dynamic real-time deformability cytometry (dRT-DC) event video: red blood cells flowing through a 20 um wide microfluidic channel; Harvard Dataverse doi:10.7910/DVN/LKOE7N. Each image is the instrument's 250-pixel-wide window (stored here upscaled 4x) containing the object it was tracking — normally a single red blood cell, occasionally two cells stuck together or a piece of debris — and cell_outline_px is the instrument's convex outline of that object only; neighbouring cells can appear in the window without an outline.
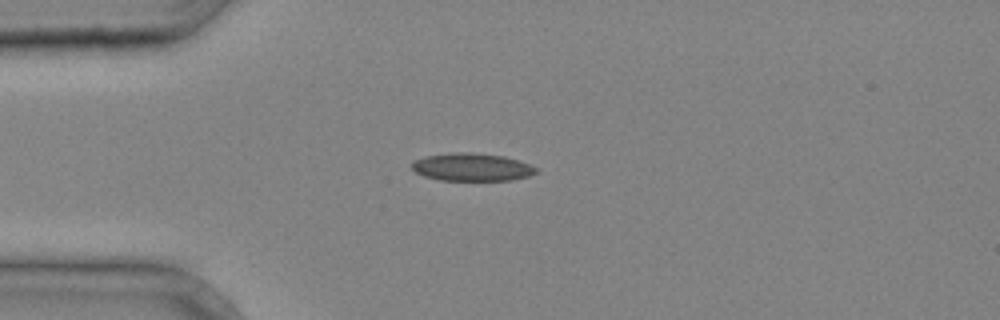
{"species": "common noctule bat (a hibernating species)", "species_latin": "Nyctalus noctula", "temperature_condition": "cold", "stored_images_in_passage": 1, "camera_frame_rate_fps": 3000, "um_per_image_px": 0.085, "animal": {"sex": "male", "body_mass_g": 20.4}, "frame": {"image": 1, "passage_image": 1, "time_ms": 0.0, "image_size_px": [1000, 320], "cell_outline_px": [[540, 172], [528, 176], [512, 180], [440, 180], [424, 176], [416, 172], [412, 168], [412, 164], [416, 160], [424, 156], [452, 152], [468, 152], [504, 156], [520, 160], [540, 168]], "centroid_in_image_um": [40.18, 14.2], "position_along_channel_um": 44.8, "area_um2": 20.29}}